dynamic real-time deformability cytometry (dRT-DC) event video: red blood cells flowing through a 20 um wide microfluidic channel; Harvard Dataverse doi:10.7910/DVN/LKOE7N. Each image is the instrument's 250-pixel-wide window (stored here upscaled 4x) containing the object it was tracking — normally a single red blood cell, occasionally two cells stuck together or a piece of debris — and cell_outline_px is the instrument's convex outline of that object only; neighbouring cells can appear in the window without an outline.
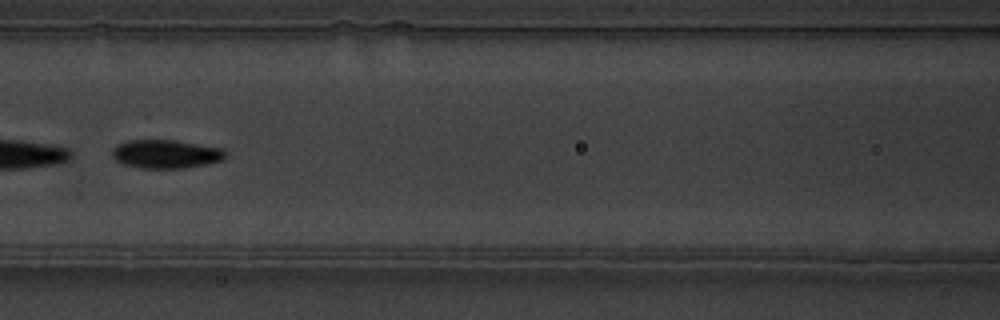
{"species": "common noctule bat (a hibernating species)", "species_latin": "Nyctalus noctula", "temperature_condition": "warm", "stored_images_in_passage": 7, "camera_frame_rate_fps": 3000, "um_per_image_px": 0.085, "animal": {"sex": "male", "body_mass_g": 19.5, "forearm_length_mm": 54.6}, "frame": {"image": 1, "passage_image": 7, "time_ms": 2.0, "image_size_px": [1000, 320], "cell_outline_px": [[228, 156], [224, 160], [208, 164], [184, 168], [140, 168], [124, 164], [116, 160], [112, 156], [112, 148], [116, 144], [128, 140], [172, 140], [224, 148], [228, 152]], "centroid_in_image_um": [14.14, 13.09], "position_along_channel_um": 152.5, "area_um2": 19.13}}